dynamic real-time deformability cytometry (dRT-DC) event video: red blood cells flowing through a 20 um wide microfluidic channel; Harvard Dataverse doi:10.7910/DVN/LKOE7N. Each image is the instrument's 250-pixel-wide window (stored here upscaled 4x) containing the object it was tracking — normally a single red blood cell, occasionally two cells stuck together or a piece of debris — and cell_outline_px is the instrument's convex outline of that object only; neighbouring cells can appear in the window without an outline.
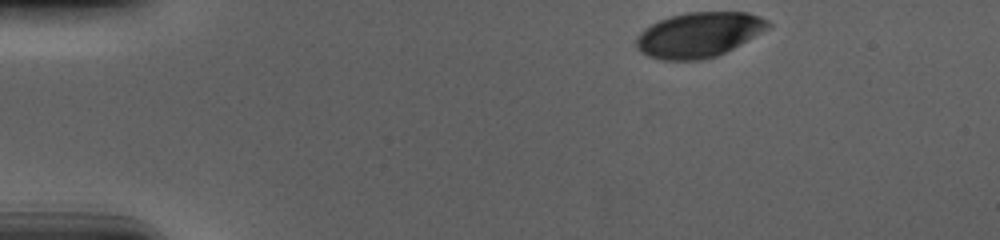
{"species": "human", "species_latin": "Homo sapiens", "temperature_condition": "cold", "stored_images_in_passage": 40, "camera_frame_rate_fps": 3000, "um_per_image_px": 0.085, "donor": {"sex": "male"}, "frame": {"image": 1, "passage_image": 1, "time_ms": 0.0, "image_size_px": [1000, 240], "cell_outline_px": [[772, 24], [768, 28], [740, 44], [716, 56], [700, 60], [664, 60], [648, 56], [640, 52], [636, 48], [636, 40], [640, 32], [644, 28], [660, 20], [672, 16], [688, 12], [748, 12], [768, 20]], "centroid_in_image_um": [59.38, 2.95], "position_along_channel_um": 25.6, "area_um2": 34.28}}
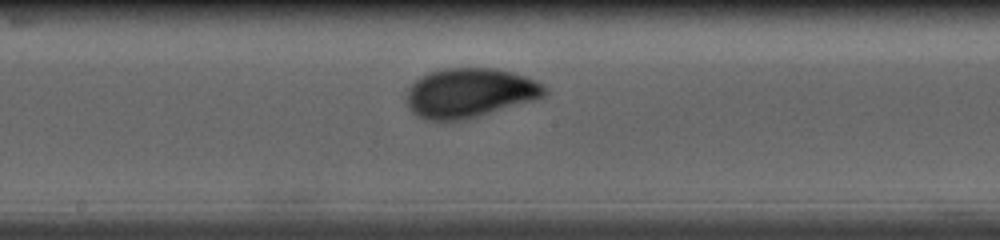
{"frame": {"image": 2, "passage_image": 23, "time_ms": 7.333, "image_size_px": [1000, 240], "cell_outline_px": [[548, 92], [544, 96], [532, 100], [468, 120], [448, 124], [436, 124], [424, 120], [416, 116], [408, 108], [404, 100], [404, 96], [408, 88], [420, 76], [428, 72], [444, 68], [496, 68], [528, 76], [544, 84], [548, 88]], "centroid_in_image_um": [39.85, 7.94], "position_along_channel_um": 208.3, "area_um2": 41.27}}
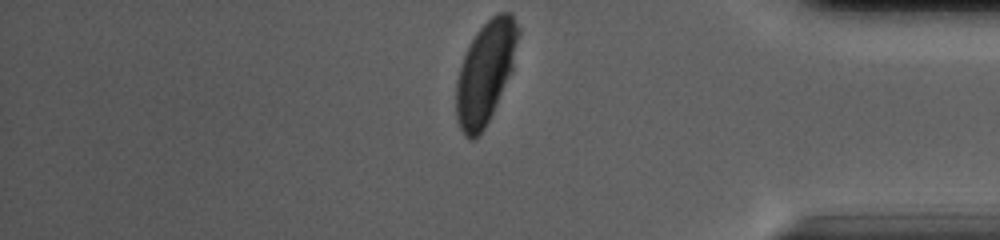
{"frame": {"image": 3, "passage_image": 40, "time_ms": 13.0, "image_size_px": [1000, 240], "cell_outline_px": [[520, 32], [512, 72], [484, 128], [472, 140], [468, 140], [464, 136], [460, 128], [456, 116], [456, 84], [460, 68], [464, 56], [476, 32], [492, 16], [500, 12], [512, 12]], "centroid_in_image_um": [41.27, 6.14], "position_along_channel_um": 393.9, "area_um2": 36.53}, "authors_computed_cell_mechanics": {"area_um2": 38.7549, "velocity_mm_per_s": 3.6722, "shape_relaxation_time_tau1_ms": 4.5484, "shape_relaxation_time_tau2_ms": null, "deformation_change_tau1": 0.1561, "deformation_change_tau2": null}}